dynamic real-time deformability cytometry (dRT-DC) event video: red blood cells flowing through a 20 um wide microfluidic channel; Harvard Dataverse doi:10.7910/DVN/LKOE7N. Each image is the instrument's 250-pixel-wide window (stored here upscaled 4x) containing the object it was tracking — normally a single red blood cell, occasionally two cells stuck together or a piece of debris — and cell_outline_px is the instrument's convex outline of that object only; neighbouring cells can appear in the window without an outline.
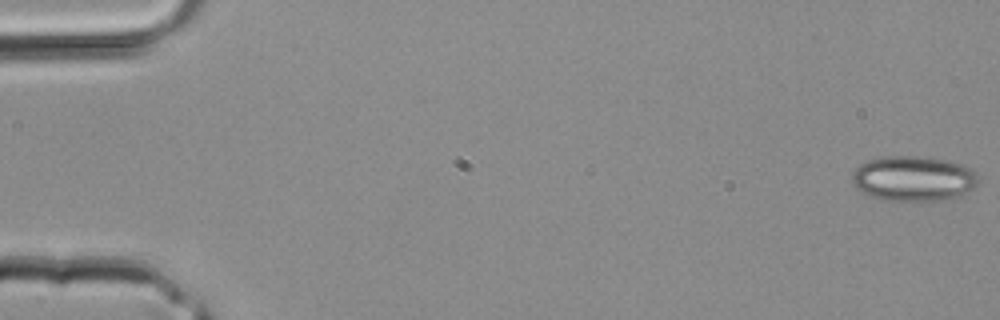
{"species": "common noctule bat (a hibernating species)", "species_latin": "Nyctalus noctula", "temperature_condition": "room temperature", "stored_images_in_passage": 2, "camera_frame_rate_fps": 3000, "um_per_image_px": 0.085, "animal": {"sex": "male", "body_mass_g": 20.4}, "frame": {"image": 1, "passage_image": 2, "time_ms": 0.333, "image_size_px": [1000, 320], "cell_outline_px": [[976, 184], [972, 188], [948, 200], [880, 200], [868, 196], [856, 188], [852, 180], [852, 172], [860, 164], [868, 160], [884, 156], [916, 156], [944, 160], [964, 164], [976, 172]], "centroid_in_image_um": [77.59, 15.17], "position_along_channel_um": 7.4, "area_um2": 33.06}}